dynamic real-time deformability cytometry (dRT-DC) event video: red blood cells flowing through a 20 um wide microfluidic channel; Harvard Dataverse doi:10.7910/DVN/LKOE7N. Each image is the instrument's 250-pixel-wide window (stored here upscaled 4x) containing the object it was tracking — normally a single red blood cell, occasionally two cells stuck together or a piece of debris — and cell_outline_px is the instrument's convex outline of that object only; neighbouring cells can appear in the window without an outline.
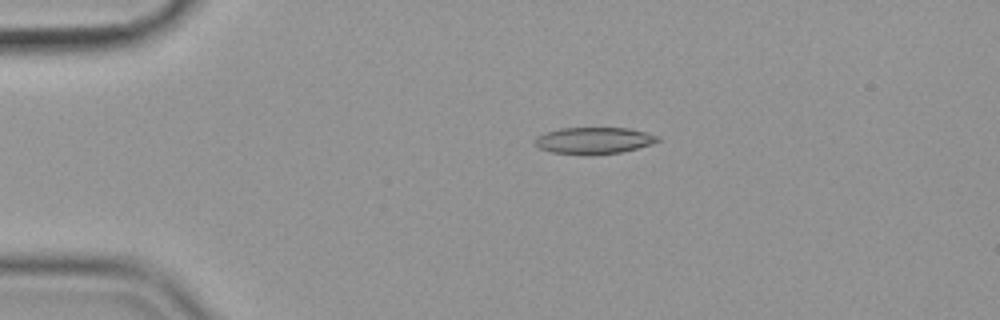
{"species": "common noctule bat (a hibernating species)", "species_latin": "Nyctalus noctula", "temperature_condition": "cold", "stored_images_in_passage": 51, "camera_frame_rate_fps": 3000, "um_per_image_px": 0.085, "animal": {"sex": "female", "body_mass_g": 19.9}, "frame": {"image": 1, "passage_image": 7, "time_ms": 2.0, "image_size_px": [1000, 320], "cell_outline_px": [[660, 140], [652, 144], [620, 152], [552, 152], [540, 148], [532, 144], [532, 140], [536, 136], [544, 132], [560, 128], [628, 128], [660, 136]], "centroid_in_image_um": [50.44, 11.89], "position_along_channel_um": 34.6, "area_um2": 18.38}}
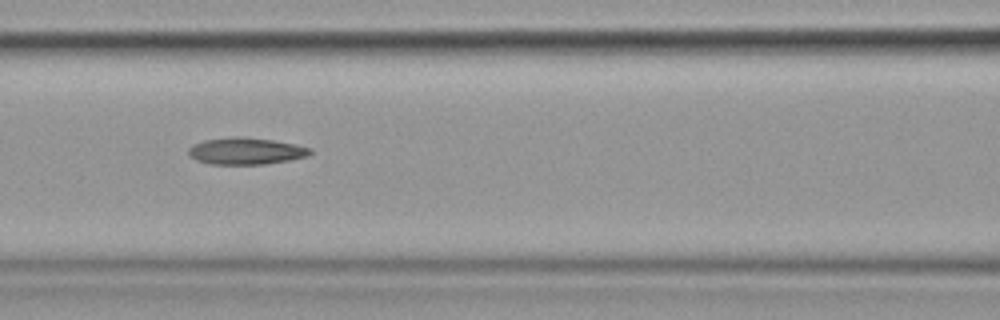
{"frame": {"image": 2, "passage_image": 20, "time_ms": 6.333, "image_size_px": [1000, 320], "cell_outline_px": [[312, 152], [308, 156], [288, 160], [264, 164], [208, 164], [196, 160], [188, 156], [188, 148], [192, 144], [204, 140], [232, 136], [240, 136], [272, 140], [312, 148]], "centroid_in_image_um": [20.84, 12.84], "position_along_channel_um": 145.8, "area_um2": 19.07}}
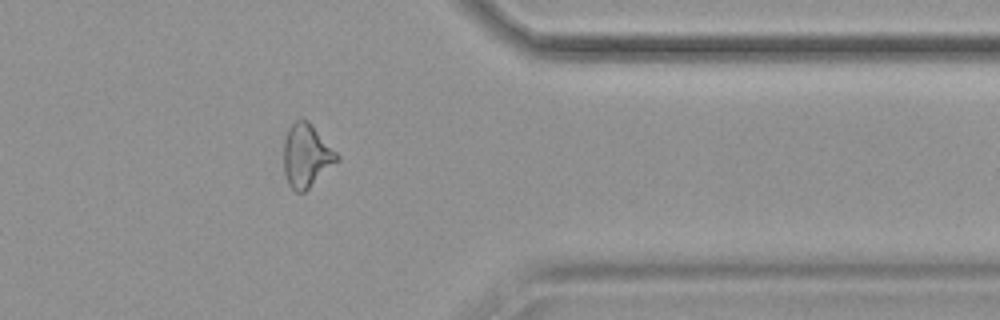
{"frame": {"image": 3, "passage_image": 41, "time_ms": 13.333, "image_size_px": [1000, 320], "cell_outline_px": [[340, 160], [304, 192], [296, 192], [288, 184], [284, 172], [284, 140], [288, 128], [300, 116], [308, 120], [312, 124], [340, 156]], "centroid_in_image_um": [26.05, 13.2], "position_along_channel_um": 385.3, "area_um2": 19.77}, "authors_computed_cell_mechanics": {"area_um2": 19.3052, "velocity_mm_per_s": 3.584, "shape_relaxation_time_tau1_ms": null, "shape_relaxation_time_tau2_ms": 9.4334, "deformation_change_tau1": null, "deformation_change_tau2": 0.2147}}